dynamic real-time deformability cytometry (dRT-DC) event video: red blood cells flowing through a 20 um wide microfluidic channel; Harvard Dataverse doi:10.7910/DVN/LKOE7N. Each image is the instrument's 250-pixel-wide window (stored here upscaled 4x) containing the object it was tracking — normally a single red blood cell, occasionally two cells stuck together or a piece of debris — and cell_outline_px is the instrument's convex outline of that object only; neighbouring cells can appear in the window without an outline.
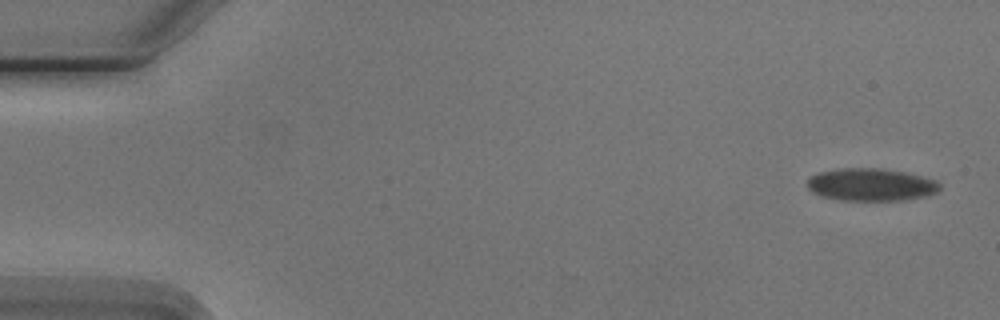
{"species": "Egyptian fruit bat (a non-hibernating species)", "species_latin": "Rousettus aegyptiacus", "temperature_condition": "cold", "stored_images_in_passage": 5, "camera_frame_rate_fps": 3000, "um_per_image_px": 0.085, "animal": {"sex": "male"}, "frame": {"image": 1, "passage_image": 1, "time_ms": 0.0, "image_size_px": [1000, 320], "cell_outline_px": [[940, 188], [936, 192], [924, 196], [904, 200], [840, 200], [820, 196], [812, 192], [808, 188], [808, 176], [820, 172], [840, 168], [880, 168], [904, 172], [936, 180], [940, 184]], "centroid_in_image_um": [74.0, 15.69], "position_along_channel_um": 11.0, "area_um2": 25.09}}
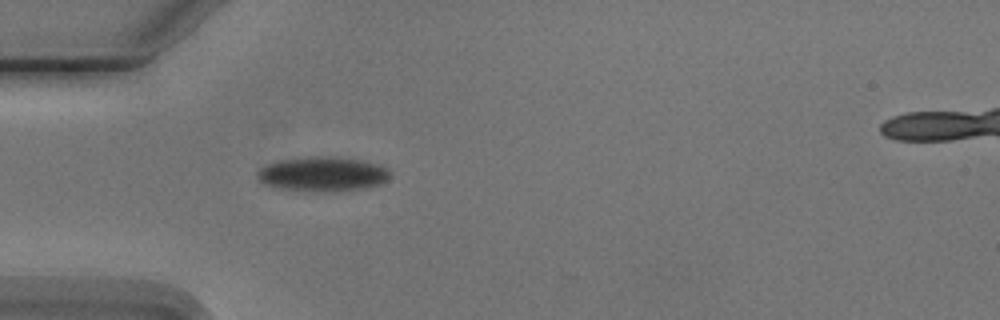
{"frame": {"image": 2, "passage_image": 5, "time_ms": 4.667, "image_size_px": [1000, 320], "cell_outline_px": [[392, 176], [388, 180], [380, 184], [368, 188], [272, 188], [264, 184], [256, 176], [256, 172], [260, 168], [268, 164], [284, 160], [312, 156], [316, 156], [360, 160], [380, 164], [388, 168]], "centroid_in_image_um": [27.46, 14.75], "position_along_channel_um": 57.5, "area_um2": 25.43}}